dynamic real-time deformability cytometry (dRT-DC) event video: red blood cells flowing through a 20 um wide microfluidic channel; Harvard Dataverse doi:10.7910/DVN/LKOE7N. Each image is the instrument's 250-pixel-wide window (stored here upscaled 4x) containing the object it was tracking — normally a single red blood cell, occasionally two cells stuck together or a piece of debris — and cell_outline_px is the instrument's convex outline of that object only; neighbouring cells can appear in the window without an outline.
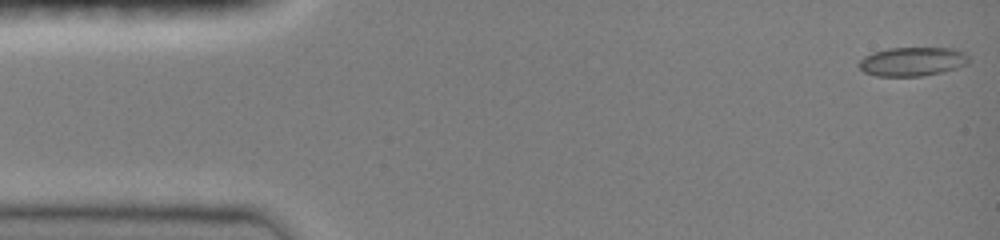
{"species": "common noctule bat (a hibernating species)", "species_latin": "Nyctalus noctula", "temperature_condition": "room temperature", "stored_images_in_passage": 47, "camera_frame_rate_fps": 3000, "um_per_image_px": 0.085, "animal": {"sex": "female", "body_mass_g": 19.0, "forearm_length_mm": 51.5}, "frame": {"image": 1, "passage_image": 1, "time_ms": 0.0, "image_size_px": [1000, 240], "cell_outline_px": [[968, 64], [956, 68], [940, 72], [920, 76], [876, 76], [864, 72], [856, 64], [864, 56], [872, 52], [888, 48], [956, 48], [964, 52], [968, 56]], "centroid_in_image_um": [77.53, 5.22], "position_along_channel_um": 7.5, "area_um2": 18.61}}
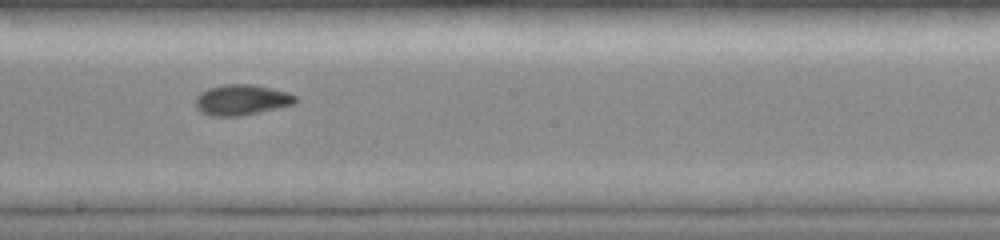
{"frame": {"image": 2, "passage_image": 26, "time_ms": 8.333, "image_size_px": [1000, 240], "cell_outline_px": [[296, 100], [292, 104], [240, 116], [212, 116], [200, 112], [196, 108], [196, 96], [200, 92], [208, 88], [224, 84], [252, 84], [288, 92], [296, 96]], "centroid_in_image_um": [20.48, 8.48], "position_along_channel_um": 227.7, "area_um2": 17.63}}
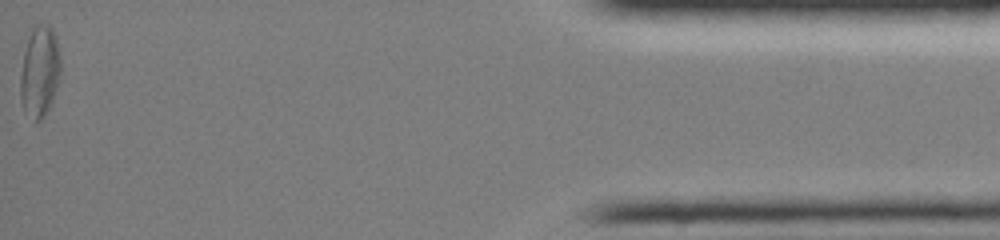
{"frame": {"image": 3, "passage_image": 47, "time_ms": 15.333, "image_size_px": [1000, 240], "cell_outline_px": [[60, 76], [52, 100], [44, 116], [40, 120], [36, 120], [24, 108], [20, 100], [20, 76], [24, 52], [32, 24], [48, 24], [52, 28], [60, 52]], "centroid_in_image_um": [3.37, 6.0], "position_along_channel_um": 431.8, "area_um2": 21.21}, "authors_computed_cell_mechanics": {"area_um2": 17.918, "velocity_mm_per_s": 4.0733, "shape_relaxation_time_tau1_ms": 8.2063, "shape_relaxation_time_tau2_ms": 2.2426, "deformation_change_tau1": 0.2161, "deformation_change_tau2": 0.0588}}